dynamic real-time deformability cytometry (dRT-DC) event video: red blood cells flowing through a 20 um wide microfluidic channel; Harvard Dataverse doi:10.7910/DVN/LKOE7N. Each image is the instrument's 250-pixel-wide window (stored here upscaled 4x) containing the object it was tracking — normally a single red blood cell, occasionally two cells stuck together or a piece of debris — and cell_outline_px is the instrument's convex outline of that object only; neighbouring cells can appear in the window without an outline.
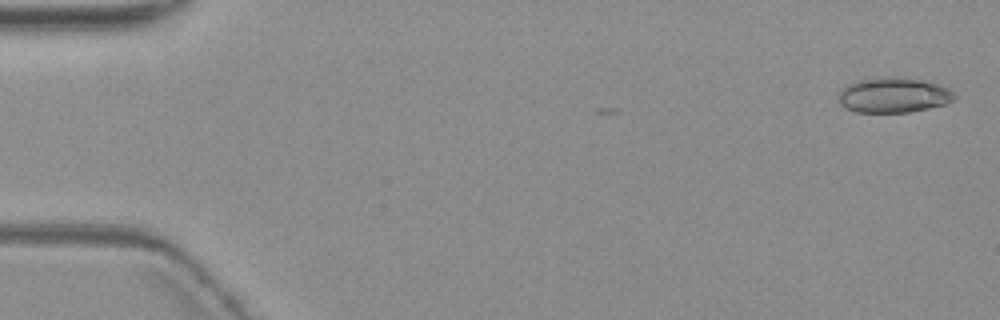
{"species": "common noctule bat (a hibernating species)", "species_latin": "Nyctalus noctula", "temperature_condition": "warm", "stored_images_in_passage": 5, "camera_frame_rate_fps": 3000, "um_per_image_px": 0.085, "animal": {"sex": "female", "body_mass_g": 19.3, "forearm_length_mm": 54.1}, "frame": {"image": 1, "passage_image": 1, "time_ms": 0.0, "image_size_px": [1000, 320], "cell_outline_px": [[956, 96], [948, 104], [908, 112], [856, 112], [840, 104], [840, 92], [848, 84], [872, 76], [896, 76], [924, 80], [948, 88]], "centroid_in_image_um": [75.97, 8.06], "position_along_channel_um": 9.0, "area_um2": 23.76}}
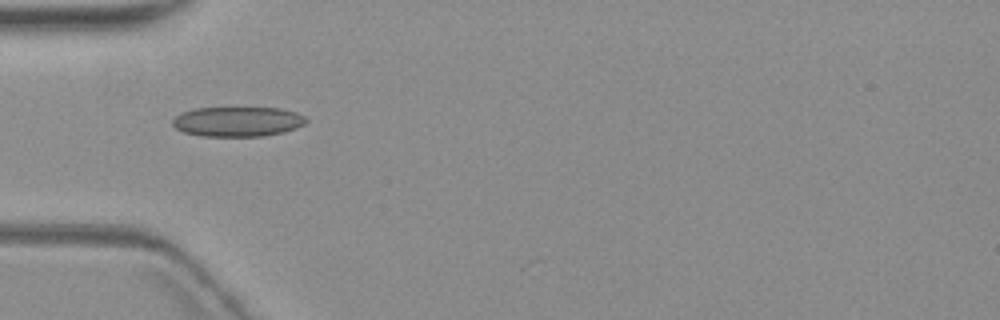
{"frame": {"image": 2, "passage_image": 4, "time_ms": 5.667, "image_size_px": [1000, 320], "cell_outline_px": [[308, 120], [304, 124], [296, 128], [284, 132], [264, 136], [200, 136], [184, 132], [176, 128], [172, 124], [172, 120], [180, 112], [196, 108], [280, 108], [296, 112], [304, 116]], "centroid_in_image_um": [20.19, 10.33], "position_along_channel_um": 64.8, "area_um2": 23.29}}
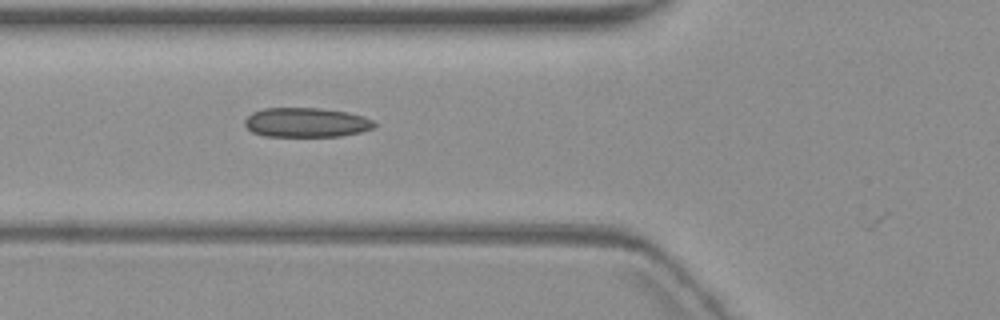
{"frame": {"image": 3, "passage_image": 5, "time_ms": 6.667, "image_size_px": [1000, 320], "cell_outline_px": [[376, 124], [372, 128], [360, 132], [340, 136], [264, 136], [252, 132], [244, 124], [244, 120], [252, 112], [264, 108], [320, 108], [348, 112], [364, 116], [372, 120]], "centroid_in_image_um": [26.02, 10.4], "position_along_channel_um": 99.8, "area_um2": 22.25}}